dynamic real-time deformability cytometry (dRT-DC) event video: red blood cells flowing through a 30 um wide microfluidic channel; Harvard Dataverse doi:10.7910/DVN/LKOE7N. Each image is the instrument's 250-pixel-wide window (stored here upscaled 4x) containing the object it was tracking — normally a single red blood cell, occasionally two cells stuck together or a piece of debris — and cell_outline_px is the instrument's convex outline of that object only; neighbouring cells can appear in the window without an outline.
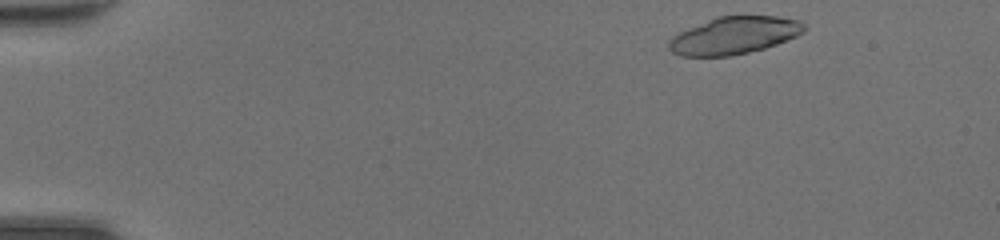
{"species": "common noctule bat (a hibernating species)", "species_latin": "Nyctalus noctula", "temperature_condition": "room temperature", "stored_images_in_passage": 43, "segment_of_instrument_passage": [1, 2], "camera_frame_rate_fps": 3000, "um_per_image_px": 0.085, "animal": {"sex": "female", "body_mass_g": 20.0, "forearm_length_mm": 54.0}, "frame": {"image": 1, "passage_image": 2, "time_ms": 0.333, "image_size_px": [1000, 240], "cell_outline_px": [[808, 28], [804, 32], [796, 36], [776, 44], [764, 48], [732, 56], [680, 56], [672, 52], [668, 48], [668, 40], [672, 36], [688, 28], [716, 16], [776, 16], [800, 20]], "centroid_in_image_um": [62.4, 3.01], "position_along_channel_um": 22.6, "area_um2": 29.54}}
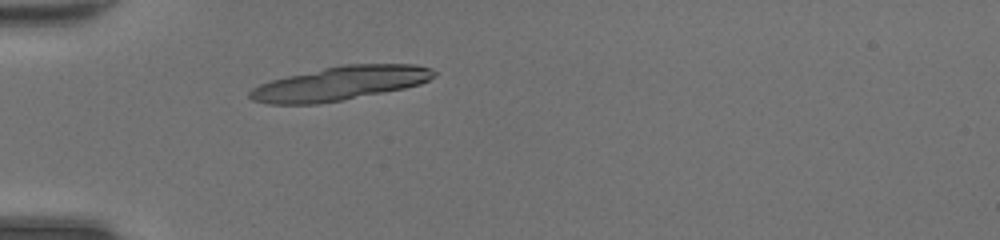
{"frame": {"image": 2, "passage_image": 11, "time_ms": 3.333, "image_size_px": [1000, 240], "cell_outline_px": [[436, 76], [420, 84], [404, 88], [344, 100], [316, 104], [268, 104], [252, 100], [248, 96], [248, 92], [252, 88], [260, 84], [272, 80], [288, 76], [324, 68], [344, 64], [416, 64], [432, 68], [436, 72]], "centroid_in_image_um": [28.92, 7.09], "position_along_channel_um": 56.1, "area_um2": 36.36}}